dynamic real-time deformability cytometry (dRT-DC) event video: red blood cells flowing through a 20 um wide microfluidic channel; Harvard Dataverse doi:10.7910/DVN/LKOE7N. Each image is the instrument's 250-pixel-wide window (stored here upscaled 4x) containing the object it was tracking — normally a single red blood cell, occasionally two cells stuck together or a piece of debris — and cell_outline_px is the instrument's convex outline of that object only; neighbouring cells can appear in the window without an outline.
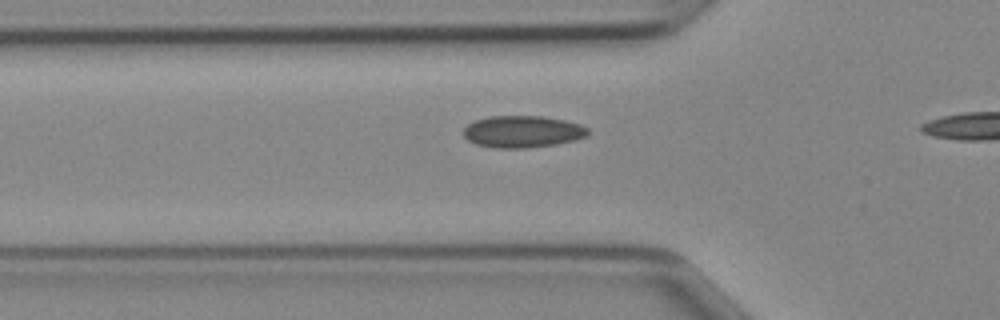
{"species": "Egyptian fruit bat (a non-hibernating species)", "species_latin": "Rousettus aegyptiacus", "temperature_condition": "cold", "stored_images_in_passage": 12, "camera_frame_rate_fps": 3000, "um_per_image_px": 0.085, "animal": {"sex": "female"}, "frame": {"image": 1, "passage_image": 10, "time_ms": 3.0, "image_size_px": [1000, 320], "cell_outline_px": [[588, 136], [576, 140], [556, 144], [528, 148], [492, 148], [476, 144], [468, 140], [464, 136], [464, 128], [468, 124], [476, 120], [488, 116], [544, 116], [564, 120], [580, 124], [588, 128]], "centroid_in_image_um": [44.43, 11.19], "position_along_channel_um": 81.4, "area_um2": 23.29}}